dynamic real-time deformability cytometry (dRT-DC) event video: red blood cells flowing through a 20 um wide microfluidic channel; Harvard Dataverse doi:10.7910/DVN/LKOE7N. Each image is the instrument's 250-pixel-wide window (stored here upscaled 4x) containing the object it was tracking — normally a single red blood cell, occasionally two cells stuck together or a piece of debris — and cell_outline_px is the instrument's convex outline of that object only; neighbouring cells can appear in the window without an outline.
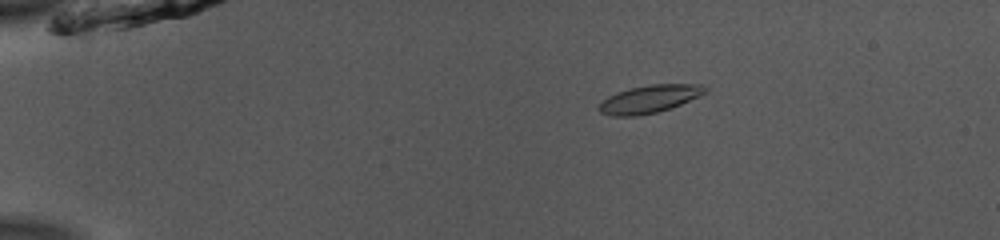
{"species": "common noctule bat (a hibernating species)", "species_latin": "Nyctalus noctula", "temperature_condition": "room temperature", "stored_images_in_passage": 47, "camera_frame_rate_fps": 3000, "um_per_image_px": 0.085, "animal": {"sex": "male", "body_mass_g": 13.0, "forearm_length_mm": 53.1}, "frame": {"image": 1, "passage_image": 5, "time_ms": 1.333, "image_size_px": [1000, 240], "cell_outline_px": [[708, 92], [680, 104], [656, 112], [636, 116], [612, 116], [600, 112], [596, 108], [608, 96], [616, 92], [628, 88], [652, 84], [704, 84], [708, 88]], "centroid_in_image_um": [55.2, 8.4], "position_along_channel_um": 29.8, "area_um2": 17.17}}
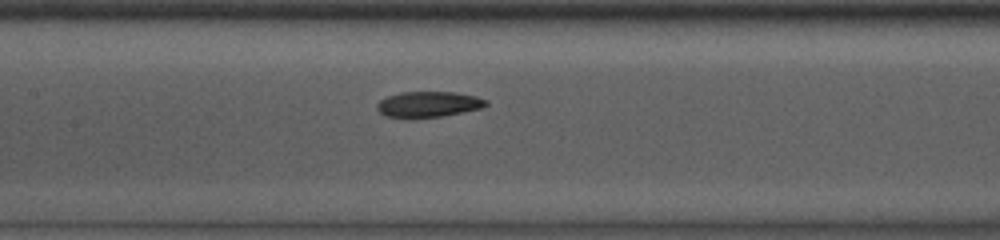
{"frame": {"image": 2, "passage_image": 21, "time_ms": 6.667, "image_size_px": [1000, 240], "cell_outline_px": [[488, 104], [484, 108], [440, 116], [408, 120], [404, 120], [384, 116], [376, 108], [376, 104], [380, 100], [388, 96], [400, 92], [452, 92], [476, 96], [488, 100]], "centroid_in_image_um": [36.37, 8.89], "position_along_channel_um": 171.0, "area_um2": 16.82}}
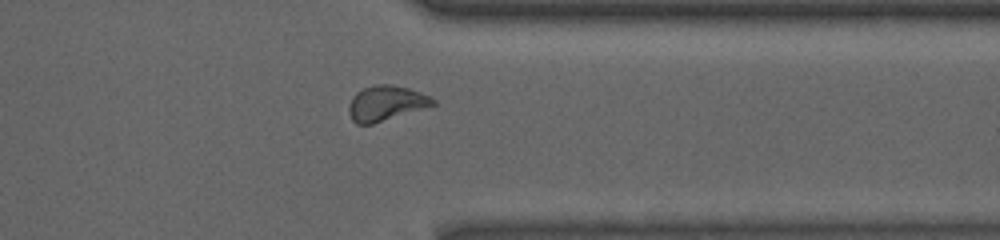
{"frame": {"image": 3, "passage_image": 37, "time_ms": 12.0, "image_size_px": [1000, 240], "cell_outline_px": [[436, 104], [372, 124], [356, 124], [352, 120], [348, 112], [348, 108], [352, 96], [356, 92], [364, 88], [376, 84], [392, 84], [408, 88], [420, 92], [436, 100]], "centroid_in_image_um": [32.77, 8.76], "position_along_channel_um": 378.6, "area_um2": 17.05}, "authors_computed_cell_mechanics": {"area_um2": 16.762, "velocity_mm_per_s": 3.9245, "shape_relaxation_time_tau1_ms": 2.911, "shape_relaxation_time_tau2_ms": 3.6454, "deformation_change_tau1": 0.1147, "deformation_change_tau2": 0.0698}}